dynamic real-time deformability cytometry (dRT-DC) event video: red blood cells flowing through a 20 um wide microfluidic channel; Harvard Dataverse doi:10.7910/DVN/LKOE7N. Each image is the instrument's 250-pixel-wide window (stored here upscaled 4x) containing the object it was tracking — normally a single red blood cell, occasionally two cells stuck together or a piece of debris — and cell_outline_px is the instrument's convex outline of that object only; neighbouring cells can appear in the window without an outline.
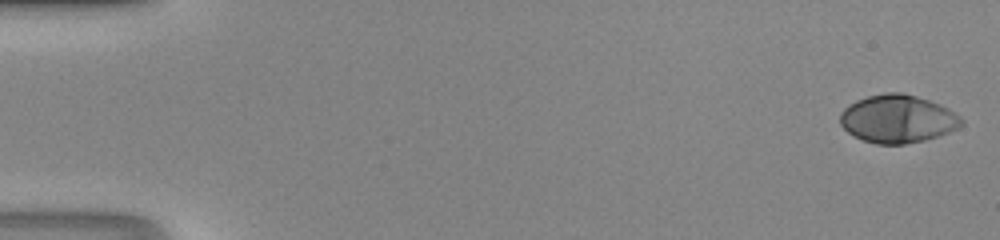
{"species": "human", "species_latin": "Homo sapiens", "temperature_condition": "room temperature", "stored_images_in_passage": 48, "camera_frame_rate_fps": 3000, "um_per_image_px": 0.085, "donor": {"sex": "male"}, "frame": {"image": 1, "passage_image": 1, "time_ms": 0.0, "image_size_px": [1000, 240], "cell_outline_px": [[964, 124], [948, 132], [924, 140], [904, 144], [876, 144], [852, 136], [840, 124], [840, 112], [848, 104], [856, 100], [868, 96], [884, 92], [904, 92], [940, 104], [948, 108], [960, 116], [964, 120]], "centroid_in_image_um": [76.28, 10.09], "position_along_channel_um": 8.7, "area_um2": 34.04}}
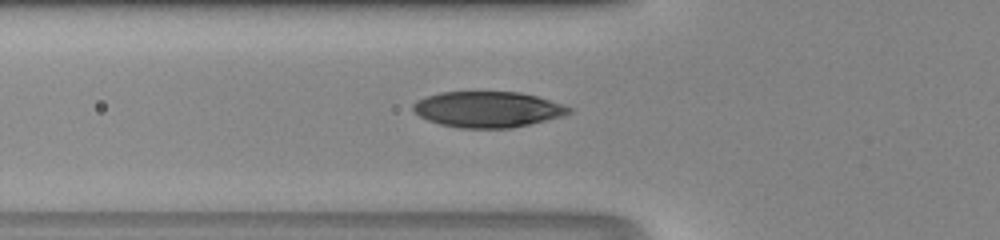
{"frame": {"image": 2, "passage_image": 18, "time_ms": 5.667, "image_size_px": [1000, 240], "cell_outline_px": [[572, 112], [564, 116], [512, 128], [460, 128], [440, 124], [428, 120], [420, 116], [412, 108], [412, 104], [416, 100], [424, 96], [440, 92], [520, 92], [536, 96], [572, 108]], "centroid_in_image_um": [41.43, 9.3], "position_along_channel_um": 84.4, "area_um2": 32.54}}
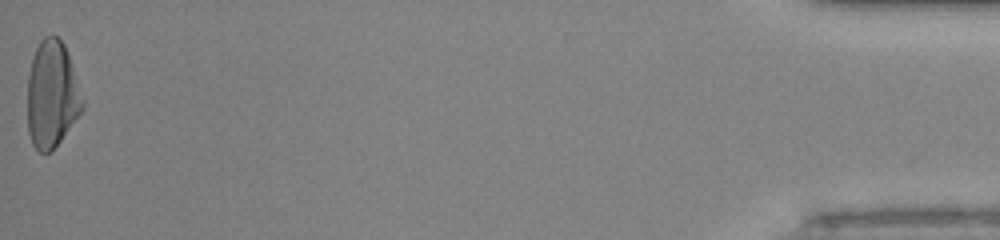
{"frame": {"image": 3, "passage_image": 48, "time_ms": 15.667, "image_size_px": [1000, 240], "cell_outline_px": [[84, 108], [60, 140], [48, 152], [40, 152], [32, 144], [28, 132], [28, 76], [32, 56], [40, 40], [44, 36], [52, 32], [64, 44], [84, 100]], "centroid_in_image_um": [4.4, 7.99], "position_along_channel_um": 430.8, "area_um2": 34.04}}